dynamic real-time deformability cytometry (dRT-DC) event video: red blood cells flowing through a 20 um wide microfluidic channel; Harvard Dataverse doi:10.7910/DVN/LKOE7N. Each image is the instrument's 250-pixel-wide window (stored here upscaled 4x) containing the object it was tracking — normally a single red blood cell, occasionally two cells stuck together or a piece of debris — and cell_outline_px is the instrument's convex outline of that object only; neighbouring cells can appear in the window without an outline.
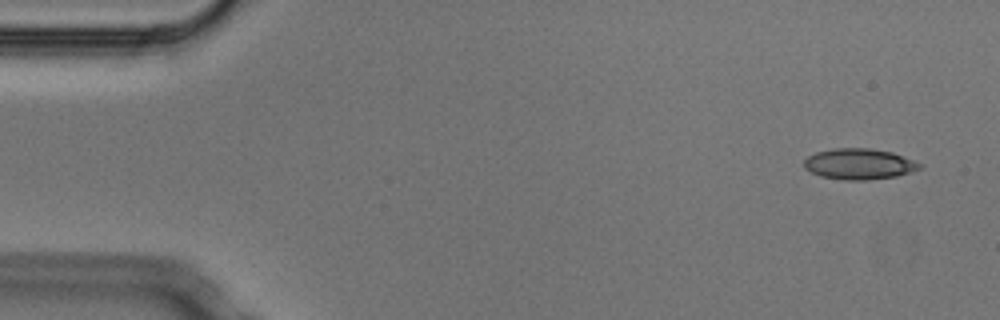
{"species": "Egyptian fruit bat (a non-hibernating species)", "species_latin": "Rousettus aegyptiacus", "temperature_condition": "cold", "stored_images_in_passage": 5, "camera_frame_rate_fps": 3000, "um_per_image_px": 0.085, "animal": {"sex": "male"}, "frame": {"image": 1, "passage_image": 1, "time_ms": 0.0, "image_size_px": [1000, 320], "cell_outline_px": [[924, 164], [920, 168], [896, 176], [868, 180], [844, 180], [820, 176], [804, 168], [804, 160], [808, 156], [816, 152], [832, 148], [872, 148], [892, 152]], "centroid_in_image_um": [73.01, 13.93], "position_along_channel_um": 12.0, "area_um2": 20.81}}
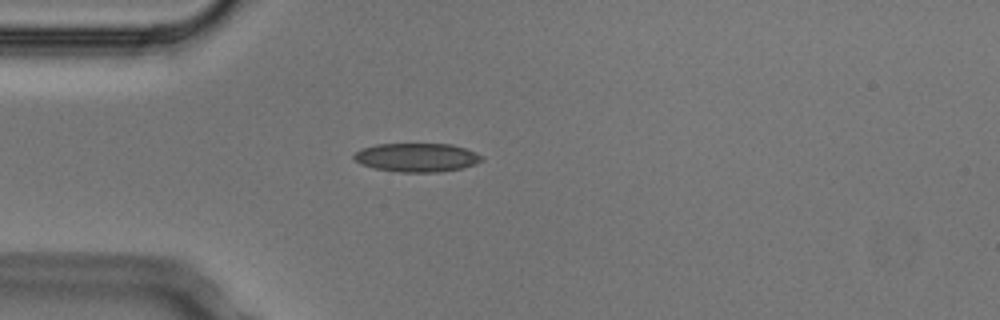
{"frame": {"image": 2, "passage_image": 4, "time_ms": 1.0, "image_size_px": [1000, 320], "cell_outline_px": [[484, 160], [476, 164], [460, 168], [440, 172], [400, 172], [372, 168], [360, 164], [352, 156], [360, 148], [376, 144], [452, 144], [476, 152], [484, 156]], "centroid_in_image_um": [35.43, 13.38], "position_along_channel_um": 49.6, "area_um2": 21.56}}